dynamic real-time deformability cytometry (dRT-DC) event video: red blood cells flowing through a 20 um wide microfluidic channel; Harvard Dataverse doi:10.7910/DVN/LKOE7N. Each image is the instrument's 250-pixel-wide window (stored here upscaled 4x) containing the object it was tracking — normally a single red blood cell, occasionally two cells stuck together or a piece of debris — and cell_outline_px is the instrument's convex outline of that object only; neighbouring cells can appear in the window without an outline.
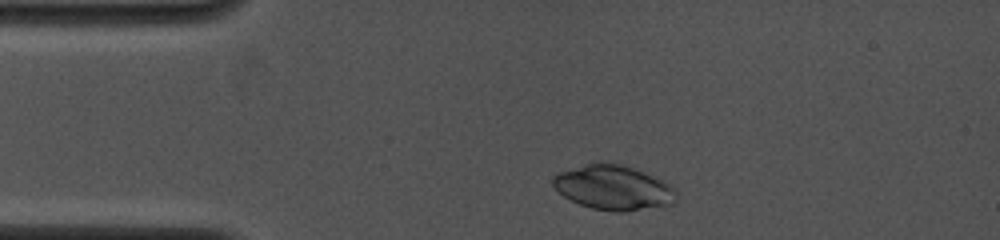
{"species": "common noctule bat (a hibernating species)", "species_latin": "Nyctalus noctula", "temperature_condition": "cold", "stored_images_in_passage": 11, "camera_frame_rate_fps": 4000, "um_per_image_px": 0.085, "animal": {"sex": "female", "body_mass_g": 19.0, "forearm_length_mm": 53.3}, "frame": {"image": 1, "passage_image": 1, "time_ms": 0.0, "image_size_px": [1000, 240], "cell_outline_px": [[676, 200], [672, 204], [624, 212], [612, 212], [592, 208], [580, 204], [564, 196], [552, 184], [552, 176], [560, 172], [584, 164], [600, 160], [620, 164], [644, 172], [664, 180], [672, 184], [676, 188]], "centroid_in_image_um": [52.16, 15.93], "position_along_channel_um": 32.8, "area_um2": 32.37}}
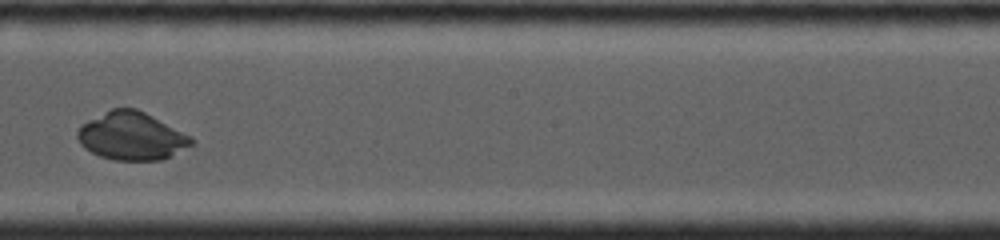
{"frame": {"image": 2, "passage_image": 7, "time_ms": 6.0, "image_size_px": [1000, 240], "cell_outline_px": [[196, 144], [160, 160], [116, 160], [100, 156], [84, 148], [80, 144], [76, 136], [76, 132], [80, 124], [112, 108], [136, 108], [192, 136], [196, 140]], "centroid_in_image_um": [11.19, 11.57], "position_along_channel_um": 237.0, "area_um2": 31.91}}
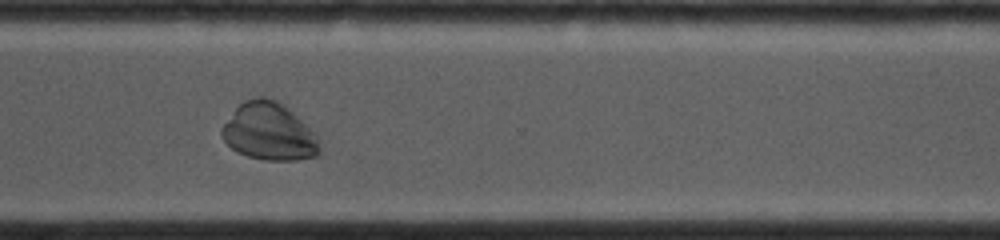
{"frame": {"image": 3, "passage_image": 10, "time_ms": 8.75, "image_size_px": [1000, 240], "cell_outline_px": [[320, 152], [316, 156], [296, 160], [264, 160], [248, 156], [236, 152], [224, 140], [220, 132], [220, 128], [236, 108], [244, 100], [256, 96], [264, 96], [276, 100], [284, 104], [320, 140]], "centroid_in_image_um": [22.85, 11.19], "position_along_channel_um": 347.8, "area_um2": 32.66}}